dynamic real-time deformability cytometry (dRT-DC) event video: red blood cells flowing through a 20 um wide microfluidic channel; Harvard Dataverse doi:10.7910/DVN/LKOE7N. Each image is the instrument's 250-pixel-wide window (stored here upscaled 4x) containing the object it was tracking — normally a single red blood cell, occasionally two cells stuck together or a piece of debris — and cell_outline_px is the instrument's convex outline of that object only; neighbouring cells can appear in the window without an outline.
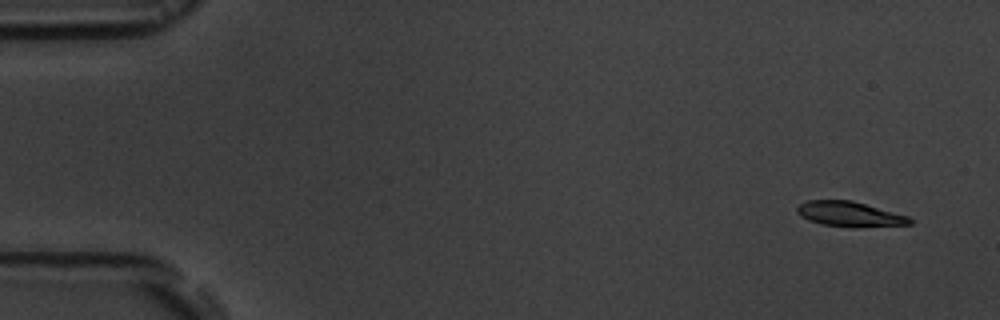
{"species": "common noctule bat (a hibernating species)", "species_latin": "Nyctalus noctula", "temperature_condition": "room temperature", "stored_images_in_passage": 6, "camera_frame_rate_fps": 3000, "um_per_image_px": 0.085, "animal": {"sex": "male", "body_mass_g": 19.5, "forearm_length_mm": 54.6}, "frame": {"image": 1, "passage_image": 1, "time_ms": 0.0, "image_size_px": [1000, 320], "cell_outline_px": [[912, 224], [852, 228], [820, 224], [808, 220], [800, 216], [796, 212], [796, 208], [800, 204], [808, 200], [852, 200], [908, 216], [912, 220]], "centroid_in_image_um": [72.19, 18.21], "position_along_channel_um": 12.8, "area_um2": 16.59}}
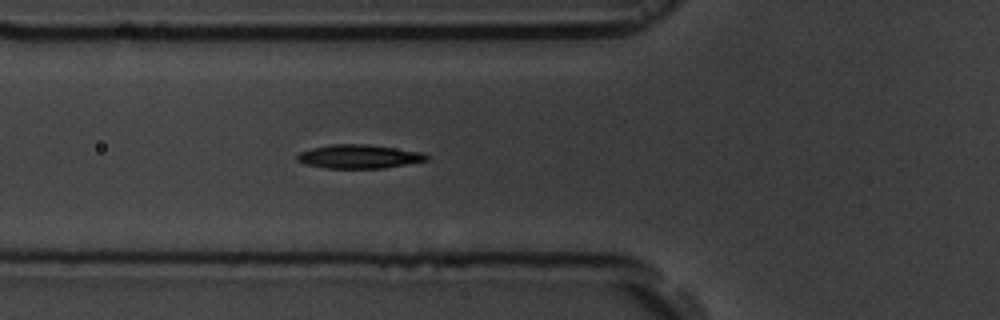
{"frame": {"image": 2, "passage_image": 6, "time_ms": 5.667, "image_size_px": [1000, 320], "cell_outline_px": [[428, 160], [384, 168], [324, 168], [304, 164], [296, 160], [296, 156], [300, 152], [312, 148], [332, 144], [368, 144], [424, 152], [428, 156]], "centroid_in_image_um": [30.5, 13.3], "position_along_channel_um": 95.3, "area_um2": 17.98}}